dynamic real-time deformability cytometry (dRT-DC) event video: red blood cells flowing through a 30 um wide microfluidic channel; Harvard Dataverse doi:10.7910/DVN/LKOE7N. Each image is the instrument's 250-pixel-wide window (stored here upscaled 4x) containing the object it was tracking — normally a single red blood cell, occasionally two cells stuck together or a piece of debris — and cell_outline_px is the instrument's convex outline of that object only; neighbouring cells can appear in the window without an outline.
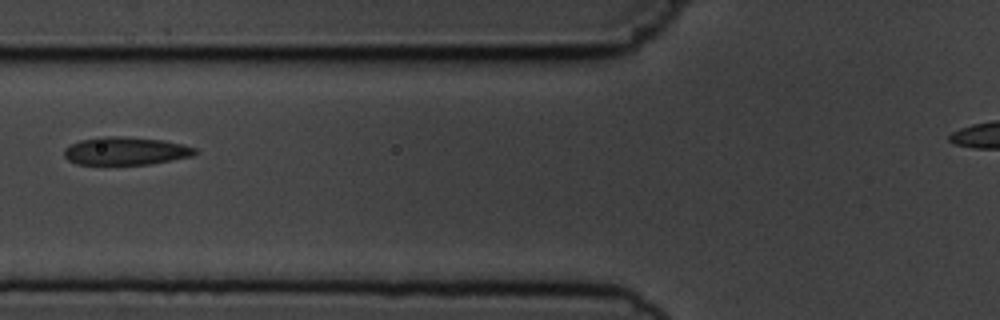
{"species": "common noctule bat (a hibernating species)", "species_latin": "Nyctalus noctula", "temperature_condition": "cold", "stored_images_in_passage": 7, "camera_frame_rate_fps": 3000, "um_per_image_px": 0.085, "animal": {"sex": "male", "body_mass_g": 19.5, "forearm_length_mm": 54.6}, "frame": {"image": 1, "passage_image": 2, "time_ms": 1.333, "image_size_px": [1000, 320], "cell_outline_px": [[200, 152], [192, 156], [148, 164], [76, 164], [68, 160], [64, 156], [64, 148], [80, 140], [100, 136], [116, 136], [164, 140], [184, 144], [196, 148]], "centroid_in_image_um": [10.69, 12.82], "position_along_channel_um": 115.1, "area_um2": 21.33}}
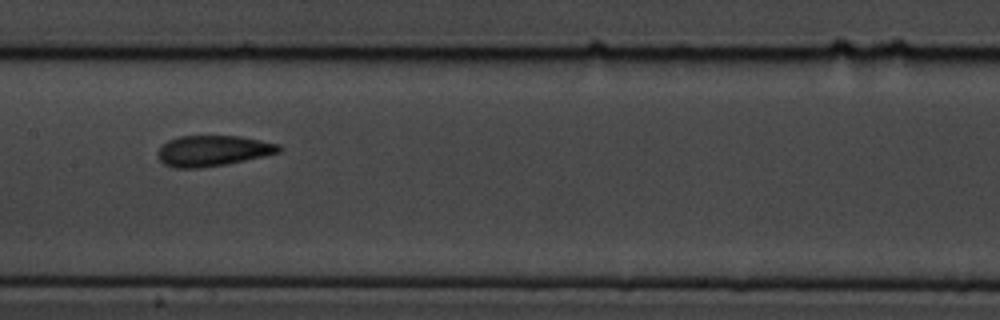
{"frame": {"image": 2, "passage_image": 4, "time_ms": 3.333, "image_size_px": [1000, 320], "cell_outline_px": [[284, 148], [280, 152], [264, 156], [224, 164], [200, 168], [172, 168], [164, 164], [156, 156], [160, 148], [168, 140], [180, 136], [240, 136], [280, 144]], "centroid_in_image_um": [18.1, 12.81], "position_along_channel_um": 189.3, "area_um2": 21.68}}
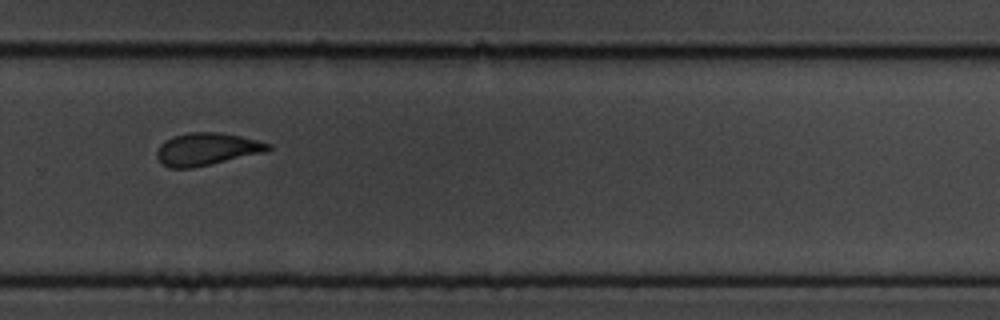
{"frame": {"image": 3, "passage_image": 7, "time_ms": 6.667, "image_size_px": [1000, 320], "cell_outline_px": [[272, 148], [268, 152], [192, 168], [168, 168], [156, 156], [156, 152], [160, 144], [172, 136], [188, 132], [220, 132], [240, 136], [272, 144]], "centroid_in_image_um": [17.6, 12.67], "position_along_channel_um": 312.2, "area_um2": 21.21}}